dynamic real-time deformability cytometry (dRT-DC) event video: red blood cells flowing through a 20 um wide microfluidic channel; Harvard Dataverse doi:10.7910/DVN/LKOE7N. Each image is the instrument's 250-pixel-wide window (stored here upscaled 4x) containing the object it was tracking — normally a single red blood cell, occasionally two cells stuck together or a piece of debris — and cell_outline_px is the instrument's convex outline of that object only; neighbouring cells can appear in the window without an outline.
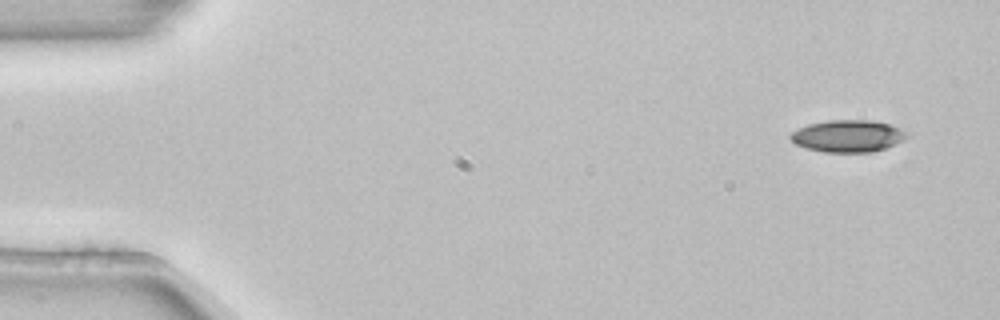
{"species": "common noctule bat (a hibernating species)", "species_latin": "Nyctalus noctula", "temperature_condition": "room temperature", "stored_images_in_passage": 4, "camera_frame_rate_fps": 3000, "um_per_image_px": 0.085, "animal": {"sex": "female", "body_mass_g": 22.7, "forearm_length_mm": 54.2}, "frame": {"image": 1, "passage_image": 1, "time_ms": 0.0, "image_size_px": [1000, 320], "cell_outline_px": [[904, 140], [884, 148], [872, 152], [824, 152], [808, 148], [796, 144], [788, 136], [792, 132], [808, 124], [828, 120], [872, 120], [888, 124], [900, 128], [904, 132]], "centroid_in_image_um": [72.03, 11.56], "position_along_channel_um": 13.0, "area_um2": 21.39}}
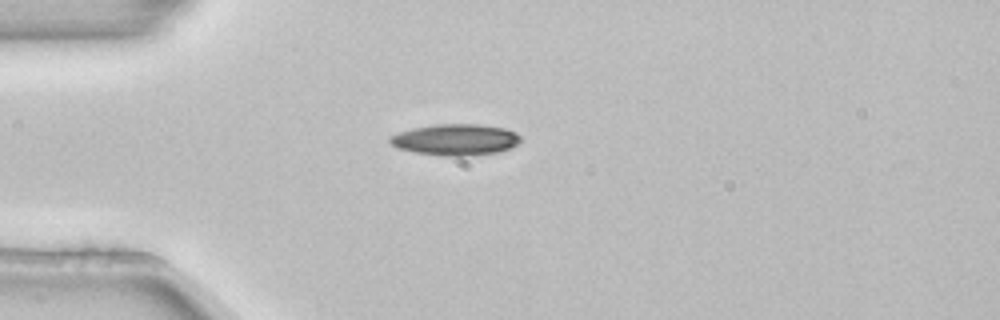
{"frame": {"image": 2, "passage_image": 4, "time_ms": 1.0, "image_size_px": [1000, 320], "cell_outline_px": [[520, 144], [512, 148], [496, 152], [464, 156], [448, 156], [416, 152], [396, 148], [388, 140], [388, 136], [412, 128], [436, 124], [480, 124], [504, 128], [516, 132], [520, 136]], "centroid_in_image_um": [38.73, 11.86], "position_along_channel_um": 46.3, "area_um2": 23.87}}